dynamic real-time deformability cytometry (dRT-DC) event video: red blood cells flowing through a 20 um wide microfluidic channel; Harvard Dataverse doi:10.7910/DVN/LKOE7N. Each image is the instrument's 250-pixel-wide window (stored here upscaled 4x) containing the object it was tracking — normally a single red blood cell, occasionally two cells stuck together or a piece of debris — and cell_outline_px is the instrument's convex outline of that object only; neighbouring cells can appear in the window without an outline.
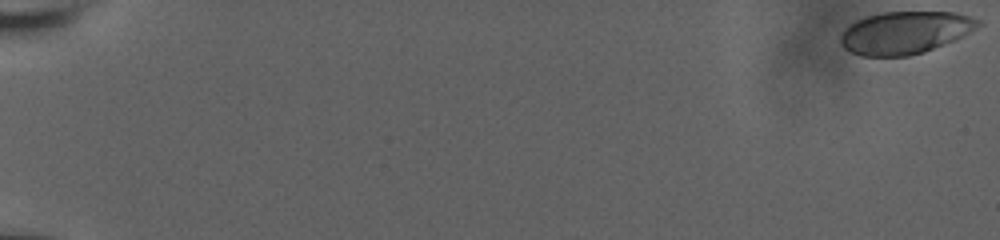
{"species": "human", "species_latin": "Homo sapiens", "temperature_condition": "room temperature", "stored_images_in_passage": 39, "camera_frame_rate_fps": 3000, "um_per_image_px": 0.085, "donor": {"sex": "male"}, "frame": {"image": 1, "passage_image": 1, "time_ms": 0.0, "image_size_px": [1000, 240], "cell_outline_px": [[984, 24], [964, 36], [956, 40], [924, 52], [908, 56], [860, 56], [844, 48], [840, 44], [840, 36], [852, 24], [868, 16], [884, 12], [956, 12], [980, 20]], "centroid_in_image_um": [76.99, 2.78], "position_along_channel_um": 8.0, "area_um2": 33.99}}
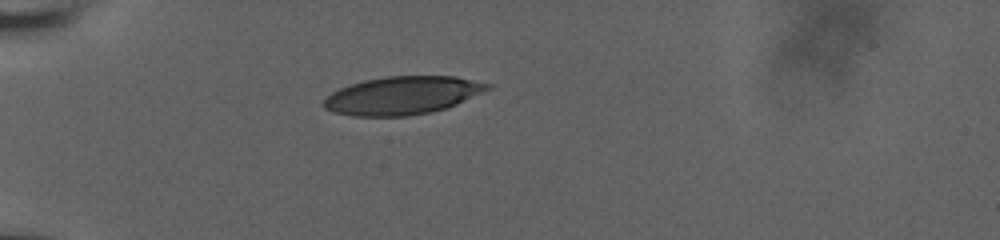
{"frame": {"image": 2, "passage_image": 27, "time_ms": 6.333, "image_size_px": [1000, 240], "cell_outline_px": [[492, 88], [448, 108], [432, 112], [408, 116], [352, 116], [332, 112], [324, 108], [324, 100], [332, 92], [340, 88], [364, 80], [388, 76], [456, 76], [492, 84]], "centroid_in_image_um": [34.24, 8.12], "position_along_channel_um": 50.8, "area_um2": 36.41}}
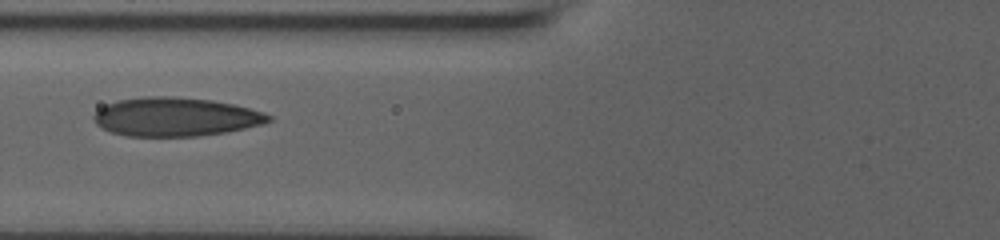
{"frame": {"image": 3, "passage_image": 38, "time_ms": 8.667, "image_size_px": [1000, 240], "cell_outline_px": [[272, 120], [260, 124], [244, 128], [224, 132], [196, 136], [128, 136], [112, 132], [96, 124], [92, 116], [100, 108], [116, 100], [148, 96], [172, 96], [212, 100], [232, 104], [264, 112], [272, 116]], "centroid_in_image_um": [14.9, 9.92], "position_along_channel_um": 110.9, "area_um2": 39.19}}